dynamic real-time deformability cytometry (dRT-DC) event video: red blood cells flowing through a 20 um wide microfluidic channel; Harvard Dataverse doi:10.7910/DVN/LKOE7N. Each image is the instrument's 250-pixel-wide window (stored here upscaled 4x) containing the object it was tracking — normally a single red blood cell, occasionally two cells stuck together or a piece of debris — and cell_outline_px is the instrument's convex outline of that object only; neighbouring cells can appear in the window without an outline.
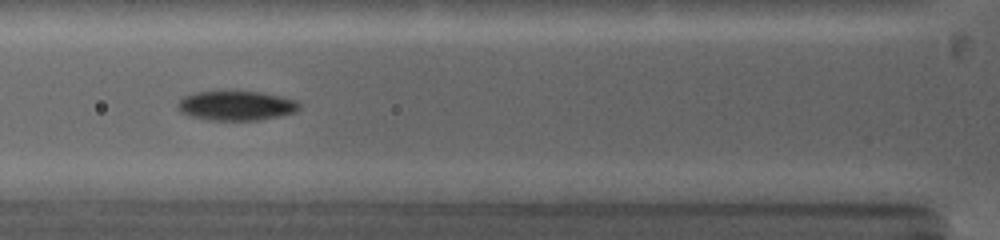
{"species": "common noctule bat (a hibernating species)", "species_latin": "Nyctalus noctula", "temperature_condition": "warm", "stored_images_in_passage": 5, "camera_frame_rate_fps": 5000, "um_per_image_px": 0.085, "animal": {"sex": "female", "body_mass_g": 19.0, "forearm_length_mm": 53.3}, "frame": {"image": 1, "passage_image": 4, "time_ms": 3.4, "image_size_px": [1000, 240], "cell_outline_px": [[300, 108], [296, 112], [280, 116], [260, 120], [212, 120], [188, 116], [180, 112], [176, 108], [176, 104], [180, 96], [196, 92], [260, 92], [280, 96], [296, 100], [300, 104]], "centroid_in_image_um": [20.03, 8.99], "position_along_channel_um": 105.8, "area_um2": 21.1}}